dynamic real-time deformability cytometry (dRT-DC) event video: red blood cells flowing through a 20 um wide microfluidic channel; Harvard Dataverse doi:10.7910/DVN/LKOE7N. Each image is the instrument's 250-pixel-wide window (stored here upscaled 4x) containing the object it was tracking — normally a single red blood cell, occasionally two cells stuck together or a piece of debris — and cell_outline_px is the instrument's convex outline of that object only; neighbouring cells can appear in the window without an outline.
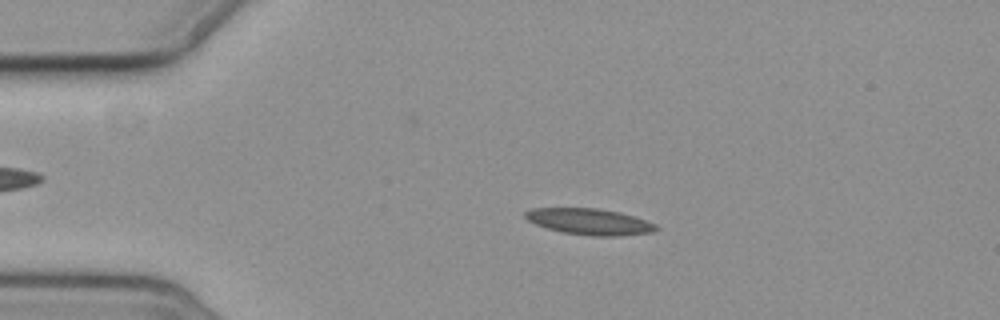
{"species": "common noctule bat (a hibernating species)", "species_latin": "Nyctalus noctula", "temperature_condition": "cold", "stored_images_in_passage": 4, "camera_frame_rate_fps": 3000, "um_per_image_px": 0.085, "animal": {"sex": "female", "body_mass_g": 19.3, "forearm_length_mm": 54.1}, "frame": {"image": 1, "passage_image": 3, "time_ms": 2.333, "image_size_px": [1000, 320], "cell_outline_px": [[660, 228], [656, 232], [616, 236], [592, 236], [564, 232], [548, 228], [536, 224], [528, 220], [524, 216], [524, 212], [532, 208], [596, 208], [620, 212], [656, 224]], "centroid_in_image_um": [50.13, 18.84], "position_along_channel_um": 34.9, "area_um2": 19.88}}